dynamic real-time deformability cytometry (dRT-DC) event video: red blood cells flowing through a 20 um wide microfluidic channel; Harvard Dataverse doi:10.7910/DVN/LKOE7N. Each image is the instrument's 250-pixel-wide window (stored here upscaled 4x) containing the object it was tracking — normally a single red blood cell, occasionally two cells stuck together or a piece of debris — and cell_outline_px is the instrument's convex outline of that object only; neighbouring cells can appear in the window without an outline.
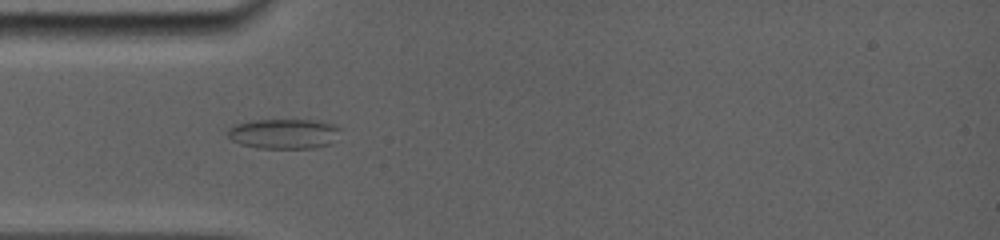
{"species": "common noctule bat (a hibernating species)", "species_latin": "Nyctalus noctula", "temperature_condition": "room temperature", "stored_images_in_passage": 10, "camera_frame_rate_fps": 5000, "um_per_image_px": 0.085, "animal": {"sex": "female", "body_mass_g": 19.0, "forearm_length_mm": 56.7}, "frame": {"image": 1, "passage_image": 1, "time_ms": 0.0, "image_size_px": [1000, 240], "cell_outline_px": [[340, 128], [332, 144], [312, 148], [260, 148], [240, 144], [232, 140], [228, 136], [228, 128], [236, 124], [248, 120], [320, 120], [336, 124]], "centroid_in_image_um": [24.14, 11.36], "position_along_channel_um": 60.9, "area_um2": 19.83}}
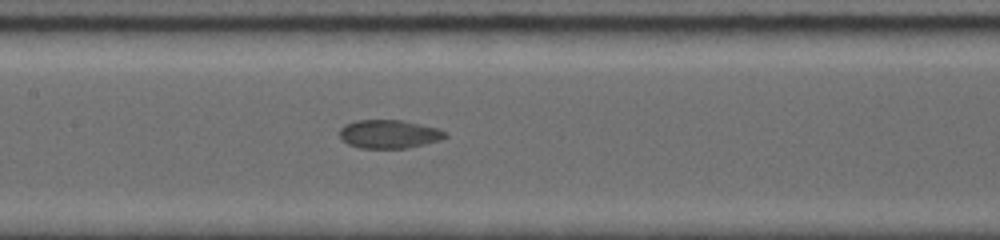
{"frame": {"image": 2, "passage_image": 6, "time_ms": 3.0, "image_size_px": [1000, 240], "cell_outline_px": [[448, 136], [440, 140], [408, 148], [360, 148], [348, 144], [340, 140], [340, 128], [344, 124], [356, 120], [404, 120], [440, 128]], "centroid_in_image_um": [33.06, 11.39], "position_along_channel_um": 174.3, "area_um2": 17.74}}
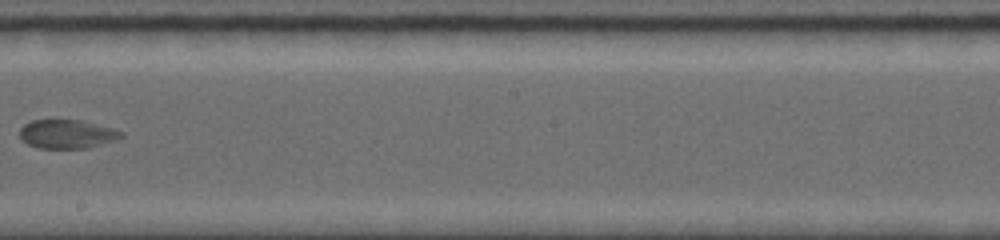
{"frame": {"image": 3, "passage_image": 9, "time_ms": 4.8, "image_size_px": [1000, 240], "cell_outline_px": [[124, 136], [116, 140], [88, 148], [36, 148], [28, 144], [20, 136], [20, 128], [24, 124], [32, 120], [80, 120], [112, 128], [124, 132]], "centroid_in_image_um": [5.71, 11.4], "position_along_channel_um": 242.5, "area_um2": 16.99}}